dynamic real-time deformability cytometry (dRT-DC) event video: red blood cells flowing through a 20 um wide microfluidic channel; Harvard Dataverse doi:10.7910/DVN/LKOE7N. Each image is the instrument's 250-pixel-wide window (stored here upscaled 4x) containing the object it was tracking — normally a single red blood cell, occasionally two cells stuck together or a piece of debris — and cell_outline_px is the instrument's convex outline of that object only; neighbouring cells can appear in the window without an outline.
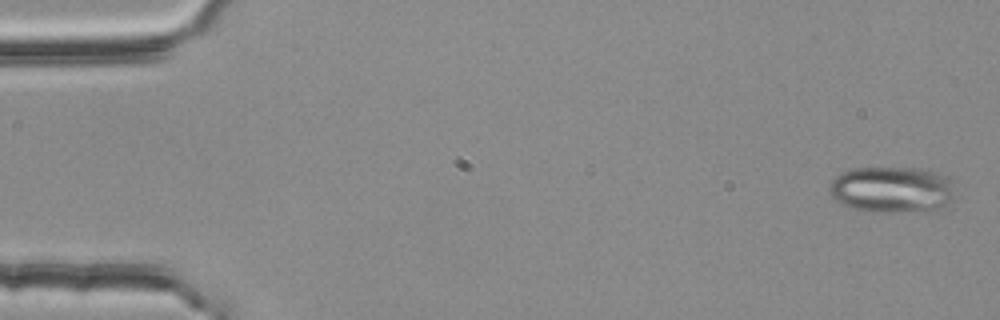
{"species": "common noctule bat (a hibernating species)", "species_latin": "Nyctalus noctula", "temperature_condition": "room temperature", "stored_images_in_passage": 4, "camera_frame_rate_fps": 3000, "um_per_image_px": 0.085, "animal": {"sex": "female", "body_mass_g": 25.1}, "frame": {"image": 1, "passage_image": 1, "time_ms": 0.0, "image_size_px": [1000, 320], "cell_outline_px": [[952, 200], [944, 208], [936, 212], [868, 212], [852, 208], [836, 200], [828, 192], [828, 184], [840, 172], [852, 168], [920, 168], [936, 172], [944, 176], [948, 180], [952, 192]], "centroid_in_image_um": [75.79, 16.14], "position_along_channel_um": 9.2, "area_um2": 34.33}}